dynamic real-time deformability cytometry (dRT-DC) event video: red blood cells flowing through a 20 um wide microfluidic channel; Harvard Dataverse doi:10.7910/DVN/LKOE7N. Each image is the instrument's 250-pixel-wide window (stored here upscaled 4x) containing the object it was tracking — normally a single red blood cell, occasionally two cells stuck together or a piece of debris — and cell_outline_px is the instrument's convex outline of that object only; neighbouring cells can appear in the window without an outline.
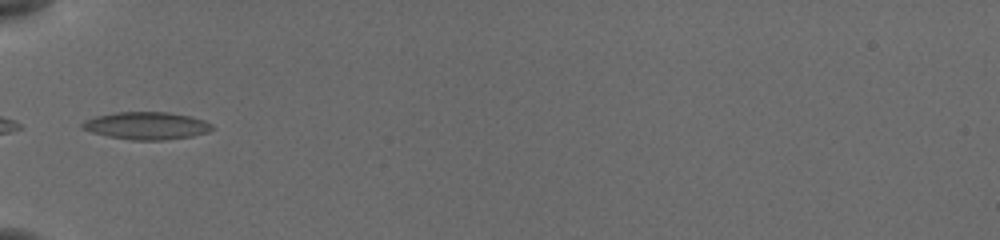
{"species": "common noctule bat (a hibernating species)", "species_latin": "Nyctalus noctula", "temperature_condition": "cold", "stored_images_in_passage": 35, "camera_frame_rate_fps": 3000, "um_per_image_px": 0.085, "animal": {"sex": "female", "body_mass_g": 19.5, "forearm_length_mm": 54.1}, "frame": {"image": 1, "passage_image": 1, "time_ms": 0.0, "image_size_px": [1000, 240], "cell_outline_px": [[212, 128], [208, 132], [192, 136], [164, 140], [132, 140], [108, 136], [92, 132], [80, 128], [80, 124], [84, 120], [96, 116], [116, 112], [168, 112], [192, 116], [204, 120], [212, 124]], "centroid_in_image_um": [12.44, 10.68], "position_along_channel_um": 72.6, "area_um2": 20.87}}
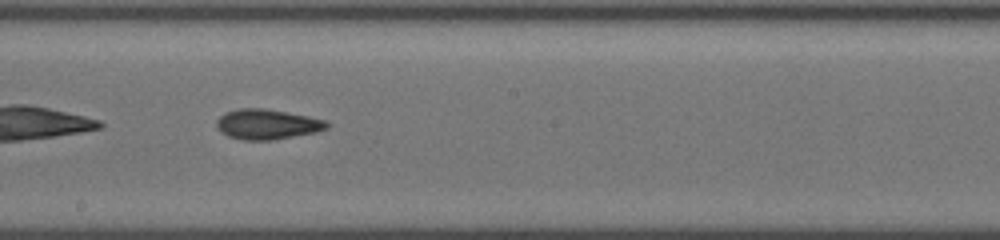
{"frame": {"image": 2, "passage_image": 13, "time_ms": 4.0, "image_size_px": [1000, 240], "cell_outline_px": [[328, 128], [316, 132], [272, 140], [244, 140], [228, 136], [220, 132], [216, 124], [216, 120], [220, 116], [228, 112], [240, 108], [264, 108], [308, 116], [324, 120], [328, 124]], "centroid_in_image_um": [22.69, 10.57], "position_along_channel_um": 225.5, "area_um2": 19.19}}
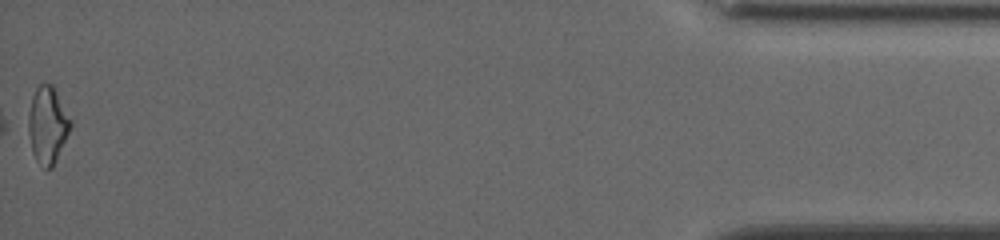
{"frame": {"image": 3, "passage_image": 35, "time_ms": 11.333, "image_size_px": [1000, 240], "cell_outline_px": [[72, 124], [56, 160], [52, 168], [44, 168], [36, 160], [32, 152], [28, 132], [28, 116], [32, 96], [36, 88], [44, 80], [52, 84], [72, 120]], "centroid_in_image_um": [4.03, 10.59], "position_along_channel_um": 431.2, "area_um2": 18.9}, "authors_computed_cell_mechanics": {"area_um2": 18.496, "velocity_mm_per_s": 3.8705, "shape_relaxation_time_tau1_ms": 5.9675, "shape_relaxation_time_tau2_ms": 3.9309, "deformation_change_tau1": 0.1402, "deformation_change_tau2": 0.1155}}